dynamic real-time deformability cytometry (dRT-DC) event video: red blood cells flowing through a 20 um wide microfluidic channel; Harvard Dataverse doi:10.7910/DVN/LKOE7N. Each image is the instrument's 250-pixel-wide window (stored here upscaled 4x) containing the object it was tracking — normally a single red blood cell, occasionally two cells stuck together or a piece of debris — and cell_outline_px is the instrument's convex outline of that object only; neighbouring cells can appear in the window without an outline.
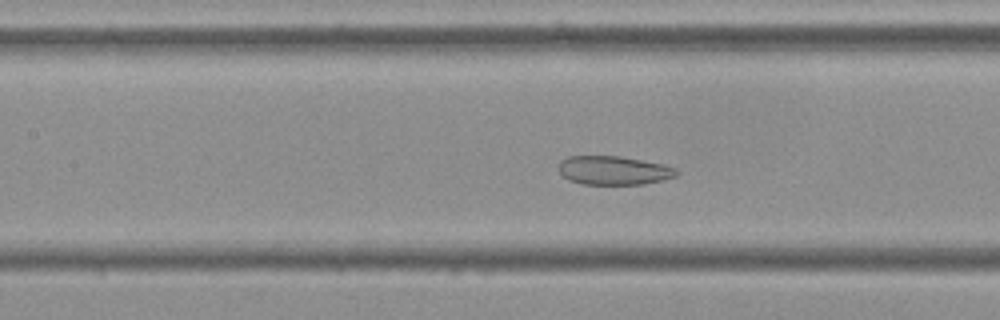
{"species": "Egyptian fruit bat (a non-hibernating species)", "species_latin": "Rousettus aegyptiacus", "temperature_condition": "cold", "stored_images_in_passage": 56, "camera_frame_rate_fps": 3000, "um_per_image_px": 0.085, "frame": {"image": 1, "passage_image": 25, "time_ms": 8.0, "image_size_px": [1000, 320], "cell_outline_px": [[680, 172], [676, 176], [644, 184], [584, 184], [568, 180], [560, 172], [560, 160], [568, 156], [620, 156], [664, 164], [676, 168]], "centroid_in_image_um": [52.18, 14.48], "position_along_channel_um": 155.2, "area_um2": 19.71}}
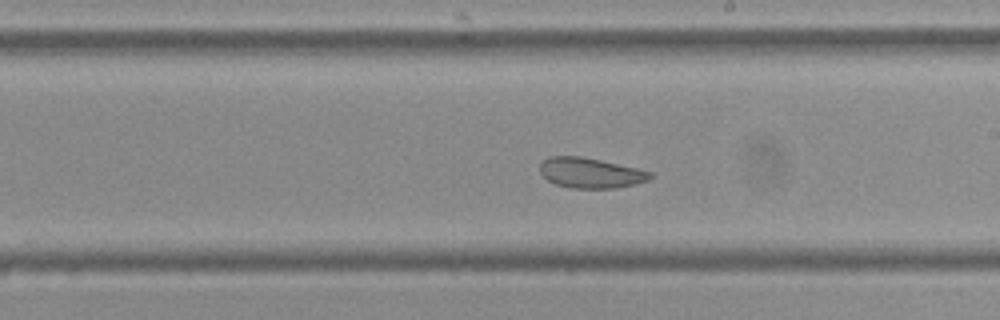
{"frame": {"image": 2, "passage_image": 32, "time_ms": 10.333, "image_size_px": [1000, 320], "cell_outline_px": [[652, 176], [648, 180], [616, 188], [572, 188], [556, 184], [548, 180], [540, 172], [540, 164], [548, 156], [580, 156], [600, 160], [636, 168], [652, 172]], "centroid_in_image_um": [50.17, 14.69], "position_along_channel_um": 238.8, "area_um2": 19.19}}
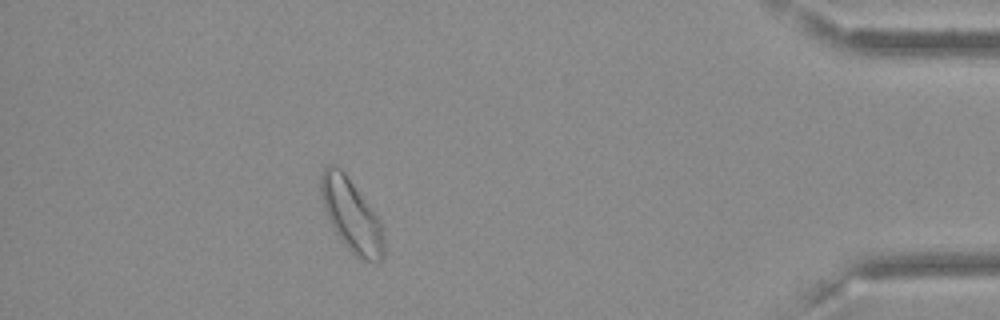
{"frame": {"image": 3, "passage_image": 50, "time_ms": 16.333, "image_size_px": [1000, 320], "cell_outline_px": [[384, 256], [380, 260], [364, 260], [356, 256], [348, 248], [336, 232], [328, 216], [320, 192], [320, 176], [324, 168], [328, 164], [336, 164], [344, 172], [380, 220], [384, 240]], "centroid_in_image_um": [29.86, 18.26], "position_along_channel_um": 405.3, "area_um2": 25.95}, "authors_computed_cell_mechanics": {"area_um2": 24.3338, "velocity_mm_per_s": 3.5929, "shape_relaxation_time_tau1_ms": null, "shape_relaxation_time_tau2_ms": 1.6922, "deformation_change_tau1": null, "deformation_change_tau2": 0.0788}}